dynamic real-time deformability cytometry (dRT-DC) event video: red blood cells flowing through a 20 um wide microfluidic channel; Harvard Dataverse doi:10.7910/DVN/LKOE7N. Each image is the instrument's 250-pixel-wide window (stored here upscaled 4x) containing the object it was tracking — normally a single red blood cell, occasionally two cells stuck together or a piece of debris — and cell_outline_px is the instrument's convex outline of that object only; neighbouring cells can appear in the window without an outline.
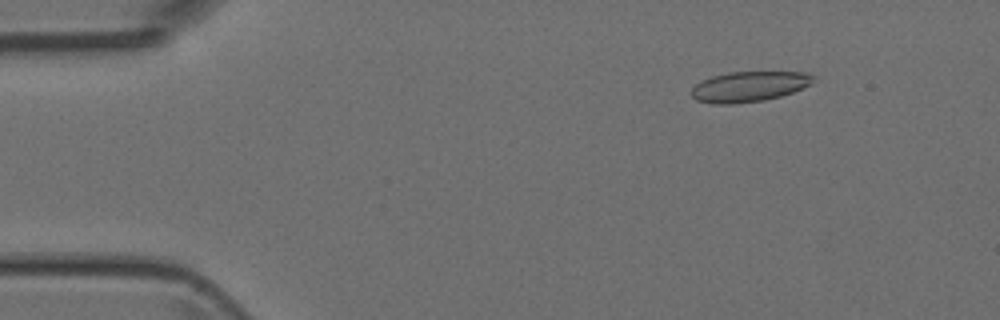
{"species": "Egyptian fruit bat (a non-hibernating species)", "species_latin": "Rousettus aegyptiacus", "temperature_condition": "room temperature", "stored_images_in_passage": 23, "camera_frame_rate_fps": 3000, "um_per_image_px": 0.085, "animal": {"sex": "female"}, "frame": {"image": 1, "passage_image": 3, "time_ms": 0.667, "image_size_px": [1000, 320], "cell_outline_px": [[816, 76], [812, 84], [792, 92], [780, 96], [764, 100], [732, 104], [712, 104], [696, 100], [688, 92], [700, 80], [712, 76], [728, 72], [808, 72]], "centroid_in_image_um": [63.65, 7.35], "position_along_channel_um": 21.3, "area_um2": 21.79}}
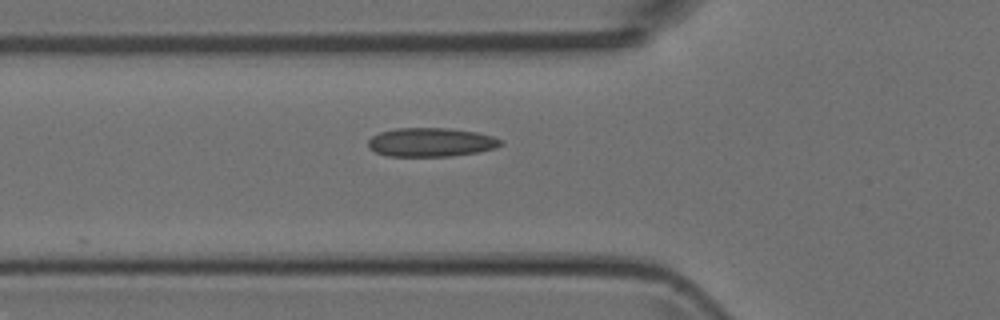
{"frame": {"image": 2, "passage_image": 14, "time_ms": 4.333, "image_size_px": [1000, 320], "cell_outline_px": [[504, 144], [496, 148], [480, 152], [452, 156], [388, 156], [376, 152], [368, 148], [368, 140], [372, 136], [380, 132], [396, 128], [448, 128], [476, 132], [492, 136], [500, 140]], "centroid_in_image_um": [36.63, 12.09], "position_along_channel_um": 89.2, "area_um2": 22.37}}
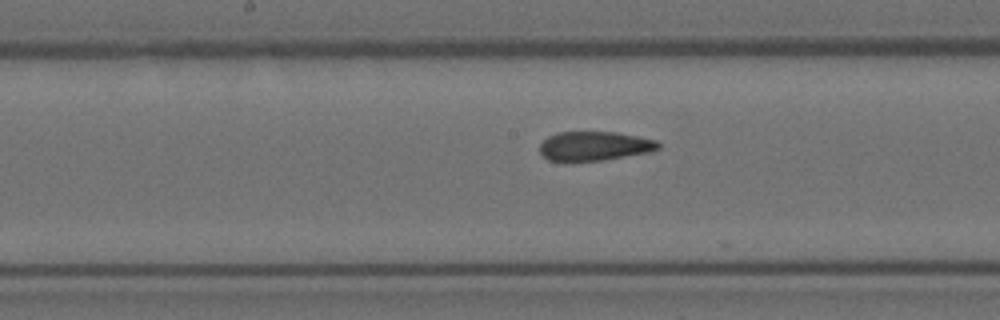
{"frame": {"image": 3, "passage_image": 22, "time_ms": 7.0, "image_size_px": [1000, 320], "cell_outline_px": [[660, 148], [644, 152], [604, 160], [568, 164], [564, 164], [548, 160], [540, 152], [540, 144], [548, 136], [556, 132], [616, 132], [656, 140], [660, 144]], "centroid_in_image_um": [50.42, 12.45], "position_along_channel_um": 197.8, "area_um2": 20.58}}